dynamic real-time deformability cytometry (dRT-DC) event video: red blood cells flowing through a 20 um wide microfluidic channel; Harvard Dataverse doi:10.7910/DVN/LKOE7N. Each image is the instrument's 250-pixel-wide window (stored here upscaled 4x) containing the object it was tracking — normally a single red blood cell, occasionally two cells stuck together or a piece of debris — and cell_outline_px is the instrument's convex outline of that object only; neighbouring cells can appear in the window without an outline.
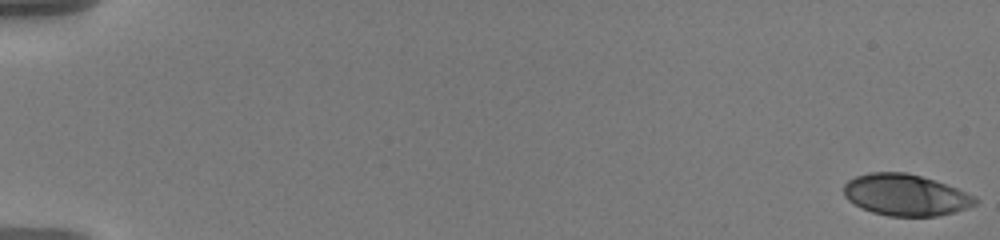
{"species": "human", "species_latin": "Homo sapiens", "temperature_condition": "warm", "stored_images_in_passage": 58, "camera_frame_rate_fps": 3000, "um_per_image_px": 0.085, "donor": {"sex": "male"}, "frame": {"image": 1, "passage_image": 1, "time_ms": 0.0, "image_size_px": [1000, 240], "cell_outline_px": [[980, 200], [976, 204], [968, 208], [936, 216], [888, 216], [872, 212], [860, 208], [848, 200], [844, 196], [844, 184], [848, 180], [856, 176], [868, 172], [908, 172], [956, 188], [976, 196]], "centroid_in_image_um": [76.95, 16.57], "position_along_channel_um": 8.0, "area_um2": 31.79}}
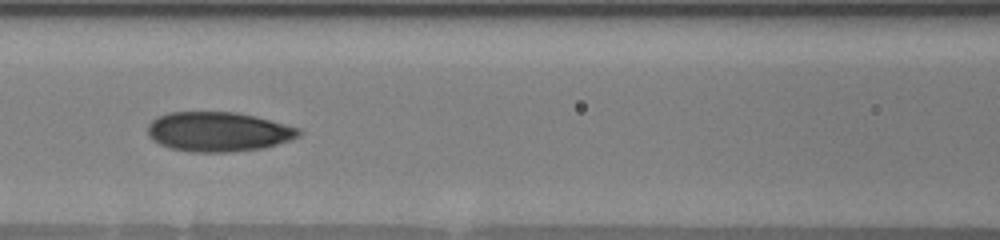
{"frame": {"image": 2, "passage_image": 28, "time_ms": 9.0, "image_size_px": [1000, 240], "cell_outline_px": [[304, 132], [300, 136], [292, 140], [264, 148], [228, 152], [192, 152], [172, 148], [160, 144], [152, 140], [148, 136], [148, 124], [156, 116], [168, 112], [236, 112], [256, 116], [272, 120], [300, 128]], "centroid_in_image_um": [18.59, 11.19], "position_along_channel_um": 148.0, "area_um2": 35.26}}
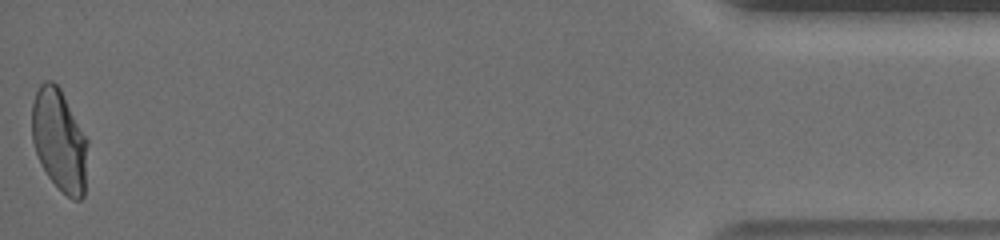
{"frame": {"image": 3, "passage_image": 58, "time_ms": 19.0, "image_size_px": [1000, 240], "cell_outline_px": [[88, 144], [84, 196], [80, 200], [72, 200], [48, 176], [36, 152], [32, 140], [32, 104], [36, 92], [40, 84], [44, 80], [52, 80], [60, 88], [88, 140]], "centroid_in_image_um": [5.06, 11.9], "position_along_channel_um": 430.1, "area_um2": 32.95}, "authors_computed_cell_mechanics": {"area_um2": 33.235, "velocity_mm_per_s": 3.6037, "shape_relaxation_time_tau1_ms": 5.6077, "shape_relaxation_time_tau2_ms": 0.9365, "deformation_change_tau1": 0.1962, "deformation_change_tau2": 0.0582}}